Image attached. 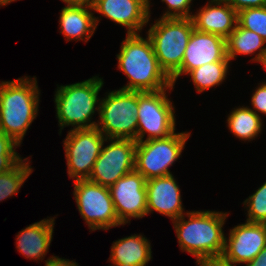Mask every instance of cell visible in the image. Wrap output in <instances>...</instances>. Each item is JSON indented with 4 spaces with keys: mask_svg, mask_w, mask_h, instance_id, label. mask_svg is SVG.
<instances>
[{
    "mask_svg": "<svg viewBox=\"0 0 266 266\" xmlns=\"http://www.w3.org/2000/svg\"><path fill=\"white\" fill-rule=\"evenodd\" d=\"M216 61H230L227 57L226 39L194 28L185 49L181 67L170 77L173 86L181 75Z\"/></svg>",
    "mask_w": 266,
    "mask_h": 266,
    "instance_id": "14",
    "label": "cell"
},
{
    "mask_svg": "<svg viewBox=\"0 0 266 266\" xmlns=\"http://www.w3.org/2000/svg\"><path fill=\"white\" fill-rule=\"evenodd\" d=\"M191 19L196 30L227 39L238 24V12L222 0H210Z\"/></svg>",
    "mask_w": 266,
    "mask_h": 266,
    "instance_id": "17",
    "label": "cell"
},
{
    "mask_svg": "<svg viewBox=\"0 0 266 266\" xmlns=\"http://www.w3.org/2000/svg\"><path fill=\"white\" fill-rule=\"evenodd\" d=\"M266 247V224L247 222L230 229L221 260L236 265L252 261Z\"/></svg>",
    "mask_w": 266,
    "mask_h": 266,
    "instance_id": "13",
    "label": "cell"
},
{
    "mask_svg": "<svg viewBox=\"0 0 266 266\" xmlns=\"http://www.w3.org/2000/svg\"><path fill=\"white\" fill-rule=\"evenodd\" d=\"M36 77L0 83V131L21 145L38 115L39 88Z\"/></svg>",
    "mask_w": 266,
    "mask_h": 266,
    "instance_id": "3",
    "label": "cell"
},
{
    "mask_svg": "<svg viewBox=\"0 0 266 266\" xmlns=\"http://www.w3.org/2000/svg\"><path fill=\"white\" fill-rule=\"evenodd\" d=\"M149 2V13H150V0H147Z\"/></svg>",
    "mask_w": 266,
    "mask_h": 266,
    "instance_id": "37",
    "label": "cell"
},
{
    "mask_svg": "<svg viewBox=\"0 0 266 266\" xmlns=\"http://www.w3.org/2000/svg\"><path fill=\"white\" fill-rule=\"evenodd\" d=\"M67 6L93 8L94 0H61Z\"/></svg>",
    "mask_w": 266,
    "mask_h": 266,
    "instance_id": "33",
    "label": "cell"
},
{
    "mask_svg": "<svg viewBox=\"0 0 266 266\" xmlns=\"http://www.w3.org/2000/svg\"><path fill=\"white\" fill-rule=\"evenodd\" d=\"M151 243L141 234L113 242L109 261L112 266H146L152 259Z\"/></svg>",
    "mask_w": 266,
    "mask_h": 266,
    "instance_id": "20",
    "label": "cell"
},
{
    "mask_svg": "<svg viewBox=\"0 0 266 266\" xmlns=\"http://www.w3.org/2000/svg\"><path fill=\"white\" fill-rule=\"evenodd\" d=\"M266 41L257 33L242 28L237 24L236 28L230 33L226 39L227 57L231 61L236 55H255L251 61L263 64L266 59Z\"/></svg>",
    "mask_w": 266,
    "mask_h": 266,
    "instance_id": "21",
    "label": "cell"
},
{
    "mask_svg": "<svg viewBox=\"0 0 266 266\" xmlns=\"http://www.w3.org/2000/svg\"><path fill=\"white\" fill-rule=\"evenodd\" d=\"M193 30L191 18H160L148 30L159 65L169 77L181 67Z\"/></svg>",
    "mask_w": 266,
    "mask_h": 266,
    "instance_id": "5",
    "label": "cell"
},
{
    "mask_svg": "<svg viewBox=\"0 0 266 266\" xmlns=\"http://www.w3.org/2000/svg\"><path fill=\"white\" fill-rule=\"evenodd\" d=\"M17 146L20 145L0 131V174L12 169L22 159L15 151Z\"/></svg>",
    "mask_w": 266,
    "mask_h": 266,
    "instance_id": "27",
    "label": "cell"
},
{
    "mask_svg": "<svg viewBox=\"0 0 266 266\" xmlns=\"http://www.w3.org/2000/svg\"><path fill=\"white\" fill-rule=\"evenodd\" d=\"M264 67H265V69H266V59H265V61L263 62V64H262Z\"/></svg>",
    "mask_w": 266,
    "mask_h": 266,
    "instance_id": "36",
    "label": "cell"
},
{
    "mask_svg": "<svg viewBox=\"0 0 266 266\" xmlns=\"http://www.w3.org/2000/svg\"><path fill=\"white\" fill-rule=\"evenodd\" d=\"M147 215L153 211L176 220L183 213L181 191L174 175L152 178L146 181Z\"/></svg>",
    "mask_w": 266,
    "mask_h": 266,
    "instance_id": "16",
    "label": "cell"
},
{
    "mask_svg": "<svg viewBox=\"0 0 266 266\" xmlns=\"http://www.w3.org/2000/svg\"><path fill=\"white\" fill-rule=\"evenodd\" d=\"M74 199L90 231L122 225L117 217L109 187L85 180L74 182Z\"/></svg>",
    "mask_w": 266,
    "mask_h": 266,
    "instance_id": "9",
    "label": "cell"
},
{
    "mask_svg": "<svg viewBox=\"0 0 266 266\" xmlns=\"http://www.w3.org/2000/svg\"><path fill=\"white\" fill-rule=\"evenodd\" d=\"M116 56L118 69L130 80L120 89L156 92L173 85L171 78L160 67L148 36L143 38L139 33L127 34Z\"/></svg>",
    "mask_w": 266,
    "mask_h": 266,
    "instance_id": "2",
    "label": "cell"
},
{
    "mask_svg": "<svg viewBox=\"0 0 266 266\" xmlns=\"http://www.w3.org/2000/svg\"><path fill=\"white\" fill-rule=\"evenodd\" d=\"M14 1H17V0H0V6H6L9 3L14 2Z\"/></svg>",
    "mask_w": 266,
    "mask_h": 266,
    "instance_id": "35",
    "label": "cell"
},
{
    "mask_svg": "<svg viewBox=\"0 0 266 266\" xmlns=\"http://www.w3.org/2000/svg\"><path fill=\"white\" fill-rule=\"evenodd\" d=\"M28 158H22L12 169L0 174V201L17 194L32 173ZM27 162V163H26Z\"/></svg>",
    "mask_w": 266,
    "mask_h": 266,
    "instance_id": "24",
    "label": "cell"
},
{
    "mask_svg": "<svg viewBox=\"0 0 266 266\" xmlns=\"http://www.w3.org/2000/svg\"><path fill=\"white\" fill-rule=\"evenodd\" d=\"M102 79L94 76L82 82L58 86L54 102L60 127L59 134L64 127L70 125L73 126V130L97 126L95 121L91 122V118L95 111L99 114L101 99L98 98V93L104 84Z\"/></svg>",
    "mask_w": 266,
    "mask_h": 266,
    "instance_id": "4",
    "label": "cell"
},
{
    "mask_svg": "<svg viewBox=\"0 0 266 266\" xmlns=\"http://www.w3.org/2000/svg\"><path fill=\"white\" fill-rule=\"evenodd\" d=\"M56 217L43 219L22 229L16 236V247L25 258L43 260L53 237Z\"/></svg>",
    "mask_w": 266,
    "mask_h": 266,
    "instance_id": "18",
    "label": "cell"
},
{
    "mask_svg": "<svg viewBox=\"0 0 266 266\" xmlns=\"http://www.w3.org/2000/svg\"><path fill=\"white\" fill-rule=\"evenodd\" d=\"M243 204L248 210L247 222L266 224V182L249 196Z\"/></svg>",
    "mask_w": 266,
    "mask_h": 266,
    "instance_id": "26",
    "label": "cell"
},
{
    "mask_svg": "<svg viewBox=\"0 0 266 266\" xmlns=\"http://www.w3.org/2000/svg\"><path fill=\"white\" fill-rule=\"evenodd\" d=\"M93 10L111 21L125 26L127 34L141 33L149 22V2L147 0H94Z\"/></svg>",
    "mask_w": 266,
    "mask_h": 266,
    "instance_id": "15",
    "label": "cell"
},
{
    "mask_svg": "<svg viewBox=\"0 0 266 266\" xmlns=\"http://www.w3.org/2000/svg\"><path fill=\"white\" fill-rule=\"evenodd\" d=\"M64 143L67 172L71 179H89L93 165L101 153L107 138L96 128L72 129Z\"/></svg>",
    "mask_w": 266,
    "mask_h": 266,
    "instance_id": "10",
    "label": "cell"
},
{
    "mask_svg": "<svg viewBox=\"0 0 266 266\" xmlns=\"http://www.w3.org/2000/svg\"><path fill=\"white\" fill-rule=\"evenodd\" d=\"M173 85L156 92L138 91L137 135L136 142L167 138L175 133V107L167 96V90H173Z\"/></svg>",
    "mask_w": 266,
    "mask_h": 266,
    "instance_id": "8",
    "label": "cell"
},
{
    "mask_svg": "<svg viewBox=\"0 0 266 266\" xmlns=\"http://www.w3.org/2000/svg\"><path fill=\"white\" fill-rule=\"evenodd\" d=\"M100 100L96 128L107 139L136 141L138 91L118 89Z\"/></svg>",
    "mask_w": 266,
    "mask_h": 266,
    "instance_id": "6",
    "label": "cell"
},
{
    "mask_svg": "<svg viewBox=\"0 0 266 266\" xmlns=\"http://www.w3.org/2000/svg\"><path fill=\"white\" fill-rule=\"evenodd\" d=\"M238 24L259 34L266 41V6L239 11Z\"/></svg>",
    "mask_w": 266,
    "mask_h": 266,
    "instance_id": "25",
    "label": "cell"
},
{
    "mask_svg": "<svg viewBox=\"0 0 266 266\" xmlns=\"http://www.w3.org/2000/svg\"><path fill=\"white\" fill-rule=\"evenodd\" d=\"M110 144L102 147L89 181L110 187L124 175L134 171L137 142L129 139H107Z\"/></svg>",
    "mask_w": 266,
    "mask_h": 266,
    "instance_id": "11",
    "label": "cell"
},
{
    "mask_svg": "<svg viewBox=\"0 0 266 266\" xmlns=\"http://www.w3.org/2000/svg\"><path fill=\"white\" fill-rule=\"evenodd\" d=\"M190 135L189 132H175L167 138L137 142L134 170L146 180L172 174L169 167L180 158Z\"/></svg>",
    "mask_w": 266,
    "mask_h": 266,
    "instance_id": "7",
    "label": "cell"
},
{
    "mask_svg": "<svg viewBox=\"0 0 266 266\" xmlns=\"http://www.w3.org/2000/svg\"><path fill=\"white\" fill-rule=\"evenodd\" d=\"M193 0H162L168 6L161 18H191L190 5Z\"/></svg>",
    "mask_w": 266,
    "mask_h": 266,
    "instance_id": "28",
    "label": "cell"
},
{
    "mask_svg": "<svg viewBox=\"0 0 266 266\" xmlns=\"http://www.w3.org/2000/svg\"><path fill=\"white\" fill-rule=\"evenodd\" d=\"M199 266H234L223 262L221 259L205 260L197 263Z\"/></svg>",
    "mask_w": 266,
    "mask_h": 266,
    "instance_id": "34",
    "label": "cell"
},
{
    "mask_svg": "<svg viewBox=\"0 0 266 266\" xmlns=\"http://www.w3.org/2000/svg\"><path fill=\"white\" fill-rule=\"evenodd\" d=\"M226 121L230 132L240 140H253L262 131L261 117L249 106L234 108Z\"/></svg>",
    "mask_w": 266,
    "mask_h": 266,
    "instance_id": "22",
    "label": "cell"
},
{
    "mask_svg": "<svg viewBox=\"0 0 266 266\" xmlns=\"http://www.w3.org/2000/svg\"><path fill=\"white\" fill-rule=\"evenodd\" d=\"M45 266H78V264L73 260L70 261L68 259H62L52 255V257L45 260Z\"/></svg>",
    "mask_w": 266,
    "mask_h": 266,
    "instance_id": "31",
    "label": "cell"
},
{
    "mask_svg": "<svg viewBox=\"0 0 266 266\" xmlns=\"http://www.w3.org/2000/svg\"><path fill=\"white\" fill-rule=\"evenodd\" d=\"M246 266H266V247L252 261L246 263Z\"/></svg>",
    "mask_w": 266,
    "mask_h": 266,
    "instance_id": "32",
    "label": "cell"
},
{
    "mask_svg": "<svg viewBox=\"0 0 266 266\" xmlns=\"http://www.w3.org/2000/svg\"><path fill=\"white\" fill-rule=\"evenodd\" d=\"M92 8L65 6L60 11V30L67 41L88 40L94 34L99 18L93 16Z\"/></svg>",
    "mask_w": 266,
    "mask_h": 266,
    "instance_id": "19",
    "label": "cell"
},
{
    "mask_svg": "<svg viewBox=\"0 0 266 266\" xmlns=\"http://www.w3.org/2000/svg\"><path fill=\"white\" fill-rule=\"evenodd\" d=\"M146 181L134 170L109 187L118 220L122 225L129 223L130 218L140 219L147 215Z\"/></svg>",
    "mask_w": 266,
    "mask_h": 266,
    "instance_id": "12",
    "label": "cell"
},
{
    "mask_svg": "<svg viewBox=\"0 0 266 266\" xmlns=\"http://www.w3.org/2000/svg\"><path fill=\"white\" fill-rule=\"evenodd\" d=\"M251 105L253 111L260 116L259 113L266 115V82H262V85L258 86L252 94Z\"/></svg>",
    "mask_w": 266,
    "mask_h": 266,
    "instance_id": "29",
    "label": "cell"
},
{
    "mask_svg": "<svg viewBox=\"0 0 266 266\" xmlns=\"http://www.w3.org/2000/svg\"><path fill=\"white\" fill-rule=\"evenodd\" d=\"M227 215L222 211H187L173 220L180 249L196 257L197 263L220 259L226 237L222 228Z\"/></svg>",
    "mask_w": 266,
    "mask_h": 266,
    "instance_id": "1",
    "label": "cell"
},
{
    "mask_svg": "<svg viewBox=\"0 0 266 266\" xmlns=\"http://www.w3.org/2000/svg\"><path fill=\"white\" fill-rule=\"evenodd\" d=\"M230 61L206 63L187 74L191 76L196 91L201 93L222 84L226 79Z\"/></svg>",
    "mask_w": 266,
    "mask_h": 266,
    "instance_id": "23",
    "label": "cell"
},
{
    "mask_svg": "<svg viewBox=\"0 0 266 266\" xmlns=\"http://www.w3.org/2000/svg\"><path fill=\"white\" fill-rule=\"evenodd\" d=\"M228 3L235 11L247 8H260L266 6V0H222Z\"/></svg>",
    "mask_w": 266,
    "mask_h": 266,
    "instance_id": "30",
    "label": "cell"
}]
</instances>
